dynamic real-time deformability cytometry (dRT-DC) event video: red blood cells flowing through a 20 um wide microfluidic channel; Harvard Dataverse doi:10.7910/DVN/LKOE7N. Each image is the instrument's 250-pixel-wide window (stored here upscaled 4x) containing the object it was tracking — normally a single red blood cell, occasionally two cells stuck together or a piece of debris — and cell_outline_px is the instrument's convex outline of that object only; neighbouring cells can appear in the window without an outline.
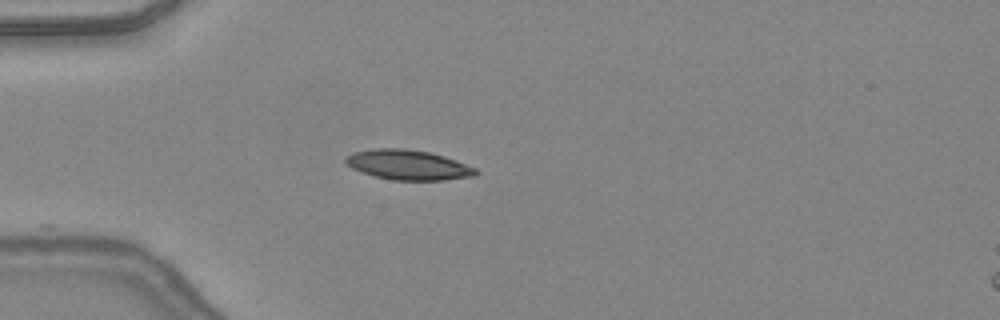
{"species": "common noctule bat (a hibernating species)", "species_latin": "Nyctalus noctula", "temperature_condition": "warm", "stored_images_in_passage": 9, "camera_frame_rate_fps": 3000, "um_per_image_px": 0.085, "animal": {"sex": "female", "body_mass_g": 24.6, "forearm_length_mm": 56.2}, "frame": {"image": 1, "passage_image": 1, "time_ms": 0.0, "image_size_px": [1000, 320], "cell_outline_px": [[480, 172], [476, 176], [444, 180], [392, 180], [372, 176], [352, 168], [344, 160], [344, 156], [352, 152], [376, 148], [404, 148], [428, 152], [444, 156], [456, 160], [476, 168]], "centroid_in_image_um": [34.69, 14.02], "position_along_channel_um": 50.3, "area_um2": 22.89}}
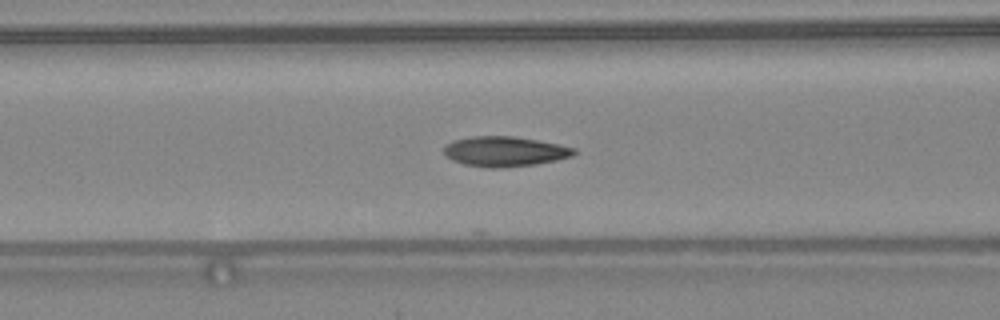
{"frame": {"image": 2, "passage_image": 7, "time_ms": 2.0, "image_size_px": [1000, 320], "cell_outline_px": [[576, 152], [572, 156], [556, 160], [532, 164], [500, 168], [488, 168], [464, 164], [452, 160], [444, 156], [444, 144], [452, 140], [472, 136], [512, 136], [536, 140], [576, 148]], "centroid_in_image_um": [42.83, 12.87], "position_along_channel_um": 123.8, "area_um2": 22.72}}